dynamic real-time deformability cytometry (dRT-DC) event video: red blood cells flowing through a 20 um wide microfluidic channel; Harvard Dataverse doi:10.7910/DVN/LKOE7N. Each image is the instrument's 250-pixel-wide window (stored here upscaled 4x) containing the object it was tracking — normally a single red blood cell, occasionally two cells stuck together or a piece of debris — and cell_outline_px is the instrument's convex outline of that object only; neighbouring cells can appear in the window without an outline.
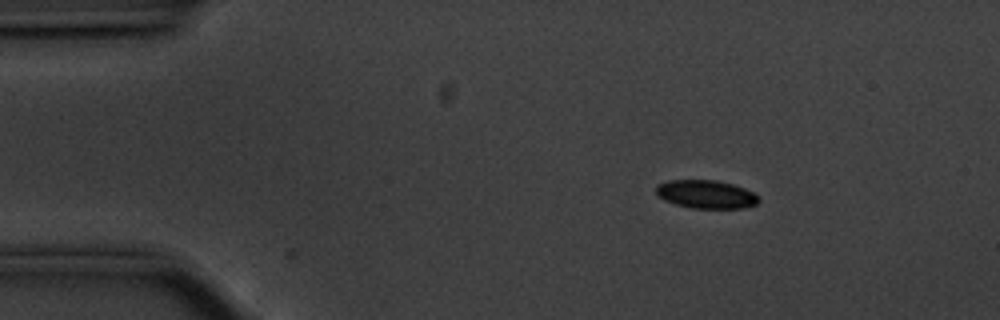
{"species": "common noctule bat (a hibernating species)", "species_latin": "Nyctalus noctula", "temperature_condition": "cold", "stored_images_in_passage": 3, "camera_frame_rate_fps": 3000, "um_per_image_px": 0.085, "animal": {"sex": "male", "body_mass_g": 20.1, "forearm_length_mm": 53.5}, "frame": {"image": 1, "passage_image": 1, "time_ms": 0.0, "image_size_px": [1000, 320], "cell_outline_px": [[760, 200], [756, 204], [744, 208], [692, 208], [676, 204], [664, 200], [656, 192], [656, 184], [668, 180], [716, 180], [732, 184], [756, 192]], "centroid_in_image_um": [60.04, 16.51], "position_along_channel_um": 25.0, "area_um2": 16.99}}